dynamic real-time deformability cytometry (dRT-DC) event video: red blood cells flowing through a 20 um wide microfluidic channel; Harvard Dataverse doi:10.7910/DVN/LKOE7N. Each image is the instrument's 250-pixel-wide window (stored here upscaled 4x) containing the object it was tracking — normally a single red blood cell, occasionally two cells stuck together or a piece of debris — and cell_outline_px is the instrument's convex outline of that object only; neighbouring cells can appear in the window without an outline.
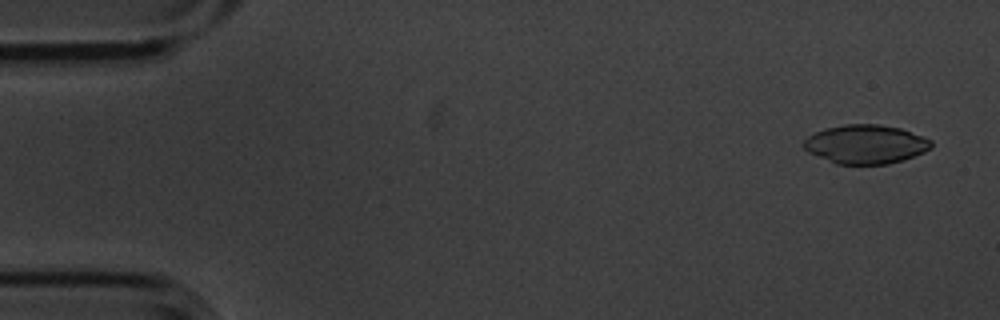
{"species": "common noctule bat (a hibernating species)", "species_latin": "Nyctalus noctula", "temperature_condition": "cold", "stored_images_in_passage": 6, "camera_frame_rate_fps": 3000, "um_per_image_px": 0.085, "animal": {"sex": "male", "body_mass_g": 20.1, "forearm_length_mm": 53.5}, "frame": {"image": 1, "passage_image": 1, "time_ms": 0.0, "image_size_px": [1000, 320], "cell_outline_px": [[932, 148], [924, 152], [904, 160], [888, 164], [836, 164], [808, 152], [804, 148], [804, 140], [808, 136], [824, 128], [844, 124], [880, 124], [900, 128], [924, 136], [932, 140]], "centroid_in_image_um": [73.61, 12.26], "position_along_channel_um": 11.4, "area_um2": 29.07}}